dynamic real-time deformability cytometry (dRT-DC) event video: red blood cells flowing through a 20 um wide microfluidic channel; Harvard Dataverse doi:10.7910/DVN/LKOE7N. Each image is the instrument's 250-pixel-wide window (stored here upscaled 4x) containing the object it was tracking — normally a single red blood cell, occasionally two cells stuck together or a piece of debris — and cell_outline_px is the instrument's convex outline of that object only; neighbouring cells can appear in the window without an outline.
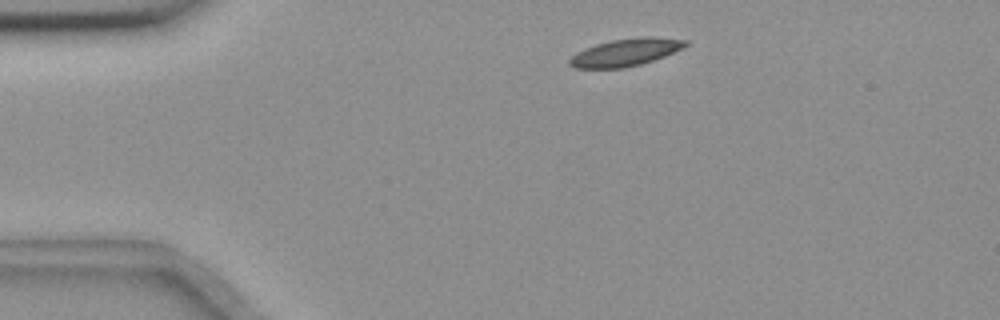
{"species": "common noctule bat (a hibernating species)", "species_latin": "Nyctalus noctula", "temperature_condition": "room temperature", "stored_images_in_passage": 49, "camera_frame_rate_fps": 3000, "um_per_image_px": 0.085, "animal": {"sex": "female", "body_mass_g": 18.4}, "frame": {"image": 1, "passage_image": 4, "time_ms": 1.0, "image_size_px": [1000, 320], "cell_outline_px": [[688, 44], [684, 48], [664, 56], [640, 64], [624, 68], [576, 68], [568, 64], [568, 60], [576, 52], [584, 48], [596, 44], [612, 40], [640, 36], [656, 36], [688, 40]], "centroid_in_image_um": [53.19, 4.43], "position_along_channel_um": 31.8, "area_um2": 18.67}}
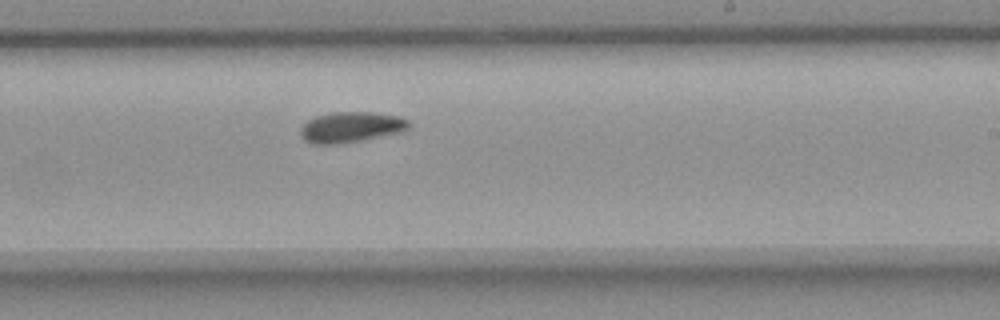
{"frame": {"image": 2, "passage_image": 27, "time_ms": 8.667, "image_size_px": [1000, 320], "cell_outline_px": [[412, 124], [404, 132], [336, 144], [312, 144], [304, 140], [300, 132], [300, 128], [308, 120], [316, 116], [332, 112], [372, 112], [396, 116], [408, 120]], "centroid_in_image_um": [29.84, 10.8], "position_along_channel_um": 259.2, "area_um2": 19.25}}
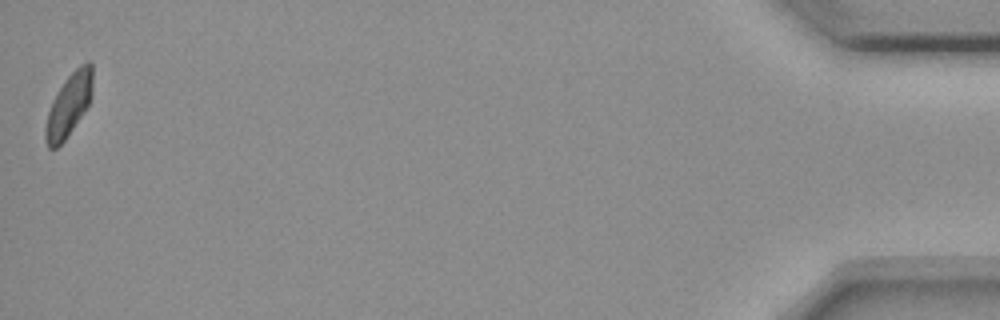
{"frame": {"image": 3, "passage_image": 49, "time_ms": 16.0, "image_size_px": [1000, 320], "cell_outline_px": [[92, 96], [88, 104], [64, 140], [56, 148], [48, 148], [44, 140], [44, 128], [48, 112], [52, 100], [56, 92], [68, 76], [80, 64], [88, 60], [92, 60]], "centroid_in_image_um": [5.83, 8.89], "position_along_channel_um": 429.4, "area_um2": 17.11}, "authors_computed_cell_mechanics": {"area_um2": 18.3226, "velocity_mm_per_s": 3.6089, "shape_relaxation_time_tau1_ms": 4.4982, "shape_relaxation_time_tau2_ms": null, "deformation_change_tau1": 0.1104, "deformation_change_tau2": null}}